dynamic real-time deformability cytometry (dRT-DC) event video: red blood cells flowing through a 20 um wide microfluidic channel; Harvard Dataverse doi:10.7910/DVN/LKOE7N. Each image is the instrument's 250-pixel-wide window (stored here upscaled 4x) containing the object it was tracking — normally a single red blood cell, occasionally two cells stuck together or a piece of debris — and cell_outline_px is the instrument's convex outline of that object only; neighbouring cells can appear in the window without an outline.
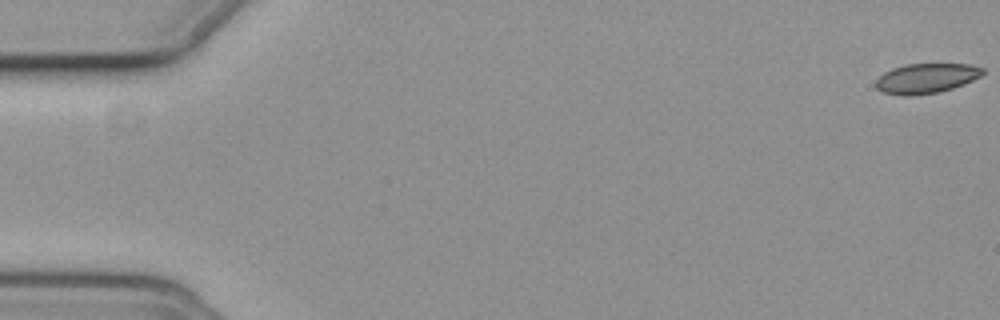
{"species": "common noctule bat (a hibernating species)", "species_latin": "Nyctalus noctula", "temperature_condition": "cold", "stored_images_in_passage": 10, "camera_frame_rate_fps": 3000, "um_per_image_px": 0.085, "animal": {"sex": "female", "body_mass_g": 19.3, "forearm_length_mm": 54.1}, "frame": {"image": 1, "passage_image": 1, "time_ms": 0.0, "image_size_px": [1000, 320], "cell_outline_px": [[984, 72], [980, 76], [964, 84], [952, 88], [936, 92], [912, 96], [904, 96], [884, 92], [876, 88], [876, 80], [884, 72], [892, 68], [904, 64], [972, 64], [984, 68]], "centroid_in_image_um": [78.73, 6.65], "position_along_channel_um": 6.3, "area_um2": 18.55}}